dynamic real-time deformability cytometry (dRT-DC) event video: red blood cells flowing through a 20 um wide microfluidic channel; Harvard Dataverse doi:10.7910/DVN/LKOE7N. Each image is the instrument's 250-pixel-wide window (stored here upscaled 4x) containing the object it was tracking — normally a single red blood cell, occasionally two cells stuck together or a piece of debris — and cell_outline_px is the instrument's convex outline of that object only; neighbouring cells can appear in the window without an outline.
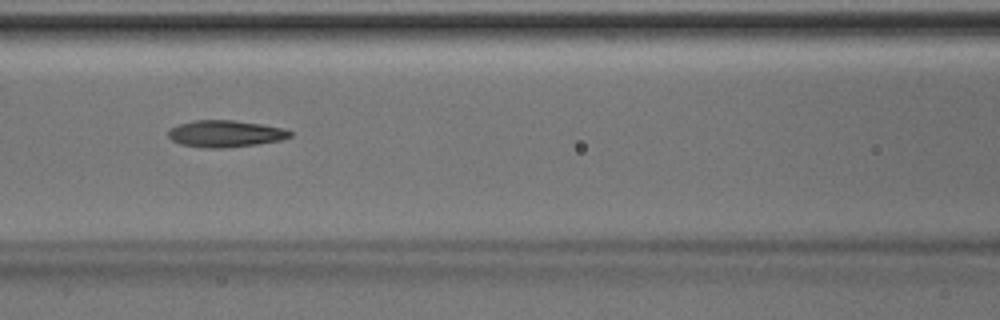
{"species": "Egyptian fruit bat (a non-hibernating species)", "species_latin": "Rousettus aegyptiacus", "temperature_condition": "room temperature", "stored_images_in_passage": 22, "camera_frame_rate_fps": 3000, "um_per_image_px": 0.085, "animal": {"sex": "male"}, "frame": {"image": 1, "passage_image": 7, "time_ms": 2.0, "image_size_px": [1000, 320], "cell_outline_px": [[288, 132], [284, 136], [268, 140], [240, 144], [196, 144], [196, 124], [248, 124], [272, 128]], "centroid_in_image_um": [19.96, 11.37], "position_along_channel_um": 146.6, "area_um2": 10.87}}
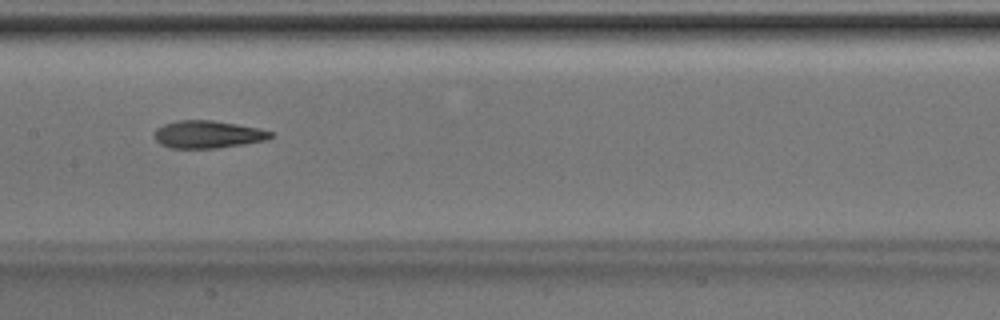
{"frame": {"image": 2, "passage_image": 10, "time_ms": 3.0, "image_size_px": [1000, 320], "cell_outline_px": [[268, 136], [252, 140], [224, 144], [172, 144], [164, 140], [188, 124], [224, 124], [268, 132]], "centroid_in_image_um": [18.19, 11.44], "position_along_channel_um": 189.2, "area_um2": 11.16}}
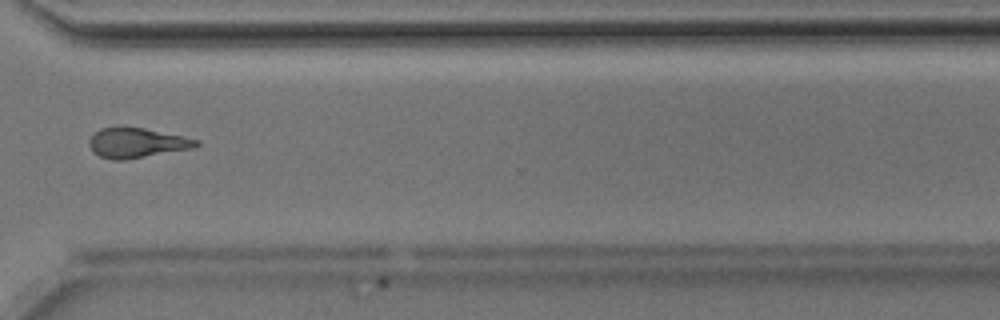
{"frame": {"image": 3, "passage_image": 22, "time_ms": 7.0, "image_size_px": [1000, 320], "cell_outline_px": [[172, 148], [136, 156], [108, 156], [112, 128], [136, 128], [168, 136]], "centroid_in_image_um": [11.59, 12.1], "position_along_channel_um": 359.0, "area_um2": 10.17}}